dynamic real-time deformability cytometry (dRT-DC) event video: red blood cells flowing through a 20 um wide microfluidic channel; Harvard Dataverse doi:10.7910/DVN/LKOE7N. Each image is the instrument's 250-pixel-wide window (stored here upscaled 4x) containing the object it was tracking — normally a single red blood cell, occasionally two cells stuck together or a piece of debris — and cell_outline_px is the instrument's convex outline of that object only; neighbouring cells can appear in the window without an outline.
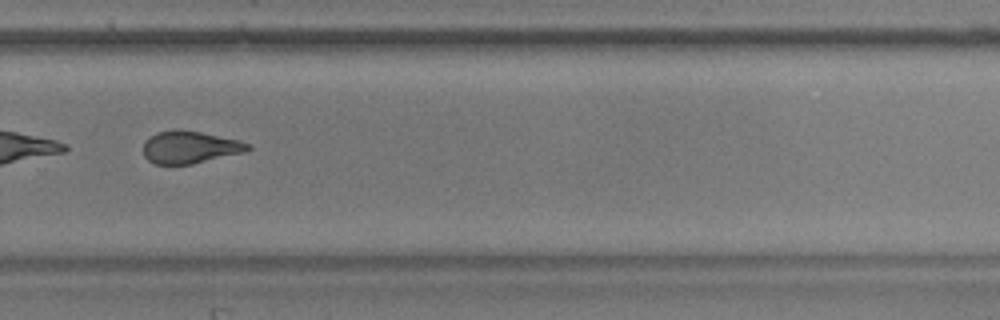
{"species": "common noctule bat (a hibernating species)", "species_latin": "Nyctalus noctula", "temperature_condition": "warm", "stored_images_in_passage": 53, "segment_of_instrument_passage": [2, 2], "camera_frame_rate_fps": 3000, "um_per_image_px": 0.085, "animal": {"sex": "male", "body_mass_g": 17.9, "forearm_length_mm": 54.2}, "frame": {"image": 1, "passage_image": 37, "time_ms": 12.0, "image_size_px": [1000, 320], "cell_outline_px": [[252, 148], [244, 152], [192, 164], [156, 164], [148, 160], [144, 156], [144, 140], [156, 132], [176, 128], [180, 128], [200, 132], [236, 140], [248, 144]], "centroid_in_image_um": [16.08, 12.5], "position_along_channel_um": 313.7, "area_um2": 19.65}}